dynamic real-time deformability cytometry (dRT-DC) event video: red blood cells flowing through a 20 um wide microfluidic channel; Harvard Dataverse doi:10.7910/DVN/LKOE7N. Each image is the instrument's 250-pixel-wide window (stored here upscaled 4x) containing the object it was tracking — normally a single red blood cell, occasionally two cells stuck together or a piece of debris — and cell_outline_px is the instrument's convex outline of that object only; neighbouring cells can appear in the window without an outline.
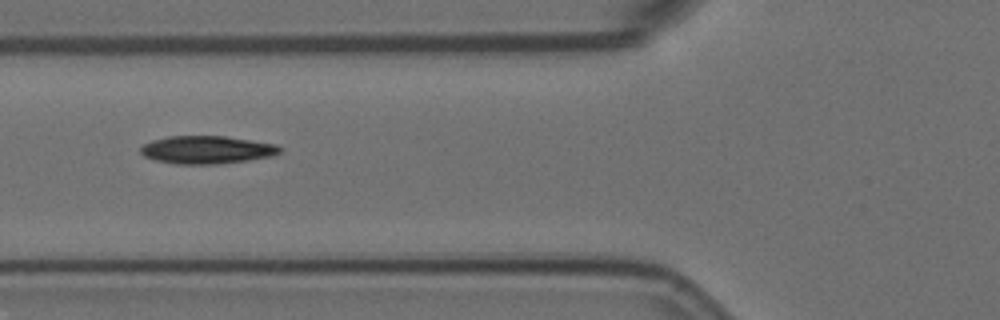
{"species": "Egyptian fruit bat (a non-hibernating species)", "species_latin": "Rousettus aegyptiacus", "temperature_condition": "room temperature", "stored_images_in_passage": 11, "camera_frame_rate_fps": 3000, "um_per_image_px": 0.085, "animal": {"sex": "female"}, "frame": {"image": 1, "passage_image": 3, "time_ms": 0.667, "image_size_px": [1000, 320], "cell_outline_px": [[284, 148], [280, 152], [272, 156], [248, 160], [216, 164], [176, 164], [156, 160], [144, 156], [140, 152], [140, 148], [144, 144], [152, 140], [168, 136], [224, 136], [276, 144]], "centroid_in_image_um": [17.58, 12.73], "position_along_channel_um": 108.2, "area_um2": 22.6}}
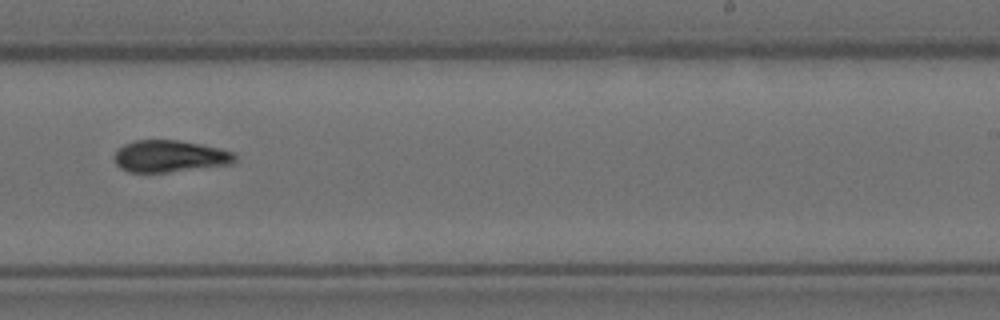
{"frame": {"image": 2, "passage_image": 7, "time_ms": 2.0, "image_size_px": [1000, 320], "cell_outline_px": [[236, 160], [232, 164], [168, 172], [128, 172], [120, 168], [116, 164], [112, 156], [124, 144], [136, 140], [176, 140], [200, 144], [220, 148], [232, 152], [236, 156]], "centroid_in_image_um": [14.41, 13.28], "position_along_channel_um": 274.6, "area_um2": 22.37}}
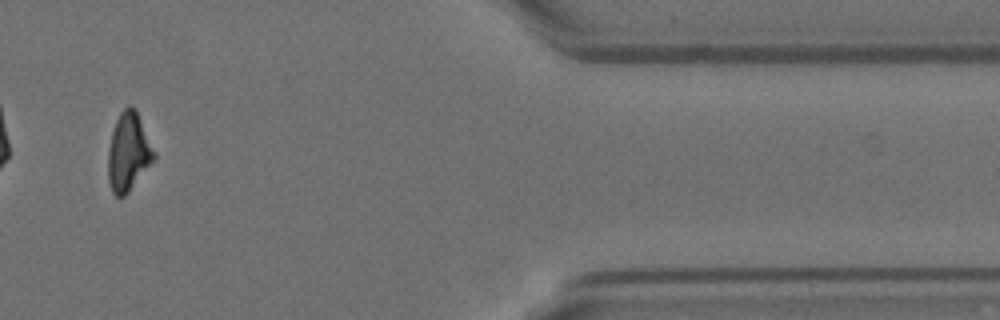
{"frame": {"image": 3, "passage_image": 11, "time_ms": 3.333, "image_size_px": [1000, 320], "cell_outline_px": [[156, 156], [128, 192], [124, 196], [116, 196], [112, 192], [108, 180], [108, 152], [112, 132], [116, 120], [120, 112], [128, 104], [132, 104], [136, 108], [156, 152]], "centroid_in_image_um": [10.92, 12.86], "position_along_channel_um": 400.5, "area_um2": 20.92}}